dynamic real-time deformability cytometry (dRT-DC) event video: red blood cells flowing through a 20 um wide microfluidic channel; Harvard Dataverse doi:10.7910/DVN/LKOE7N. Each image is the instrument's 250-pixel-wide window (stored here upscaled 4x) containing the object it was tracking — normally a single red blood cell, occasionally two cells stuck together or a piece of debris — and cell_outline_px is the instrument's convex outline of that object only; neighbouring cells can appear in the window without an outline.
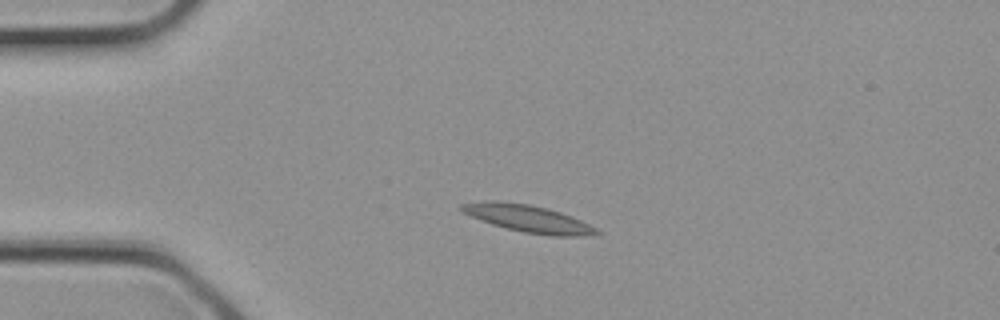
{"species": "common noctule bat (a hibernating species)", "species_latin": "Nyctalus noctula", "temperature_condition": "cold", "stored_images_in_passage": 2, "camera_frame_rate_fps": 3000, "um_per_image_px": 0.085, "animal": {"sex": "female", "body_mass_g": 21.9}, "frame": {"image": 1, "passage_image": 1, "time_ms": 0.0, "image_size_px": [1000, 320], "cell_outline_px": [[600, 232], [584, 236], [552, 236], [524, 232], [492, 224], [472, 216], [464, 212], [460, 208], [460, 204], [484, 200], [500, 200], [528, 204], [548, 208], [572, 216], [596, 228]], "centroid_in_image_um": [44.87, 18.56], "position_along_channel_um": 40.1, "area_um2": 21.21}}
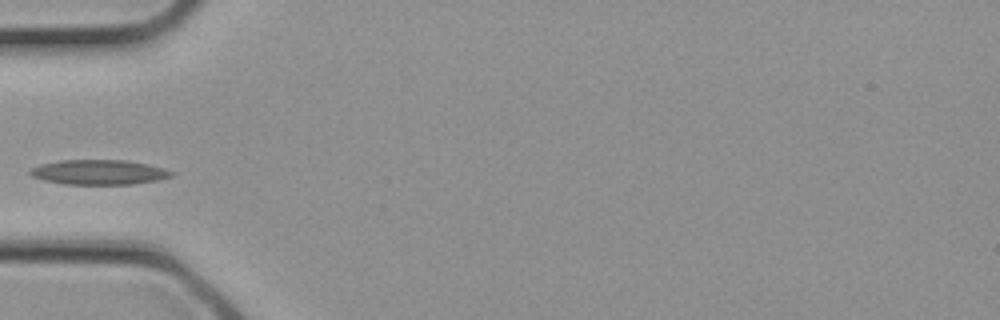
{"frame": {"image": 2, "passage_image": 2, "time_ms": 0.333, "image_size_px": [1000, 320], "cell_outline_px": [[176, 176], [156, 180], [132, 184], [64, 184], [44, 180], [32, 176], [28, 172], [32, 168], [40, 164], [60, 160], [128, 160], [148, 164], [164, 168], [176, 172]], "centroid_in_image_um": [8.46, 14.63], "position_along_channel_um": 76.5, "area_um2": 20.58}}